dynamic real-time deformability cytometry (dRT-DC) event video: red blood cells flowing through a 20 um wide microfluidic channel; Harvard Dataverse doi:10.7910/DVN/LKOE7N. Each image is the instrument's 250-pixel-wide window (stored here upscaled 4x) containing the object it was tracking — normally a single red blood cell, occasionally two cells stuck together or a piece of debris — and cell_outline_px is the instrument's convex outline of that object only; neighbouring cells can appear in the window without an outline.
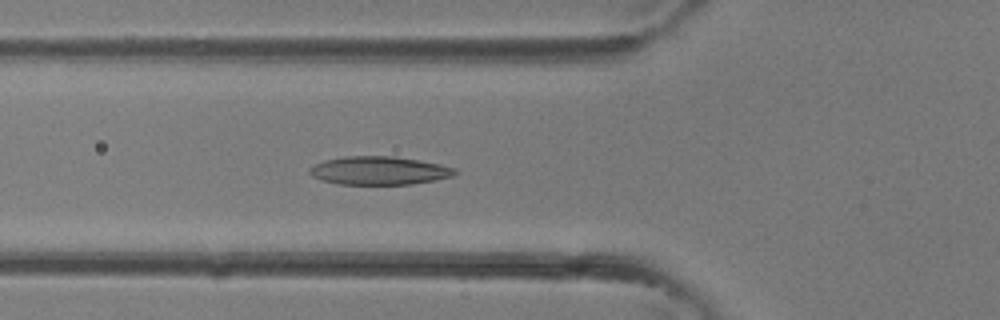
{"species": "common noctule bat (a hibernating species)", "species_latin": "Nyctalus noctula", "temperature_condition": "room temperature", "stored_images_in_passage": 29, "camera_frame_rate_fps": 3000, "um_per_image_px": 0.085, "animal": {"sex": "female"}, "frame": {"image": 1, "passage_image": 6, "time_ms": 1.667, "image_size_px": [1000, 320], "cell_outline_px": [[460, 172], [452, 176], [436, 180], [412, 184], [340, 184], [320, 180], [312, 176], [308, 172], [308, 168], [324, 160], [344, 156], [392, 156], [440, 164], [456, 168]], "centroid_in_image_um": [32.22, 14.5], "position_along_channel_um": 93.6, "area_um2": 24.04}}
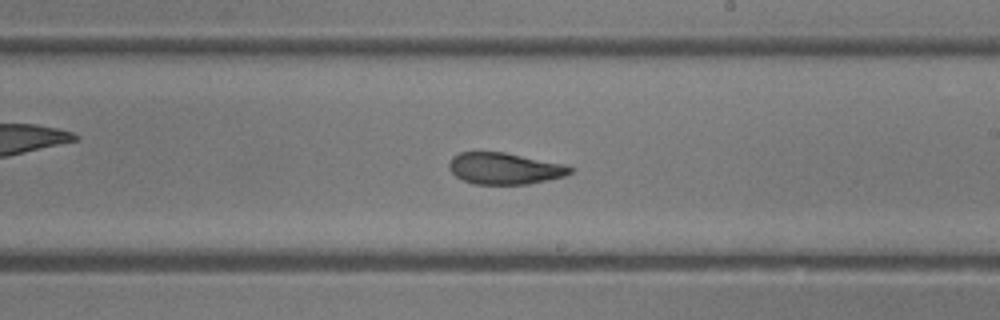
{"frame": {"image": 2, "passage_image": 14, "time_ms": 4.333, "image_size_px": [1000, 320], "cell_outline_px": [[572, 172], [564, 176], [528, 184], [472, 184], [456, 176], [448, 168], [448, 164], [452, 156], [460, 152], [504, 152], [568, 164], [572, 168]], "centroid_in_image_um": [42.89, 14.31], "position_along_channel_um": 246.1, "area_um2": 22.37}}
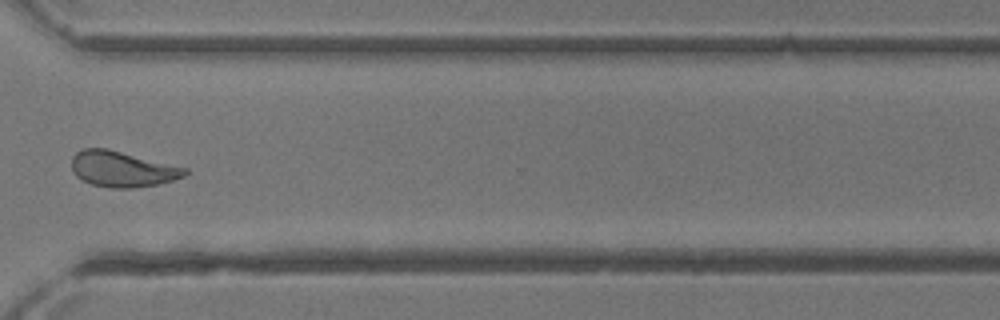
{"frame": {"image": 3, "passage_image": 20, "time_ms": 6.333, "image_size_px": [1000, 320], "cell_outline_px": [[188, 172], [184, 176], [172, 180], [156, 184], [132, 188], [112, 188], [92, 184], [76, 176], [72, 172], [72, 156], [76, 152], [84, 148], [108, 148], [188, 168]], "centroid_in_image_um": [10.38, 14.35], "position_along_channel_um": 360.2, "area_um2": 23.52}}